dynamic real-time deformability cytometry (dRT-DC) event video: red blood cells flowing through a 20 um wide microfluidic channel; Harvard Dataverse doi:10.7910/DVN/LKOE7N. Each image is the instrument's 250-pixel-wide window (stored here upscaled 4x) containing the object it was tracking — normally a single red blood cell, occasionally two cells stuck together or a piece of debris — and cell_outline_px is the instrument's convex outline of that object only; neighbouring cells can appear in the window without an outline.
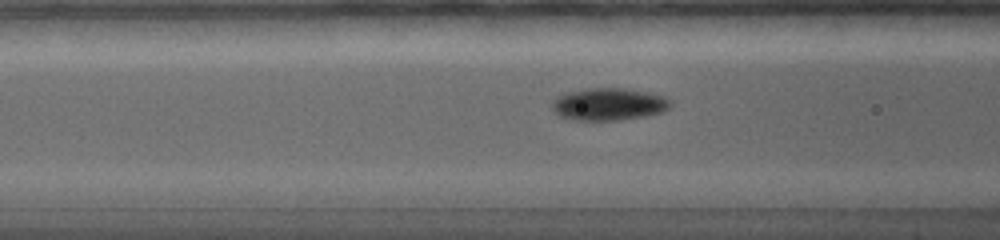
{"species": "common noctule bat (a hibernating species)", "species_latin": "Nyctalus noctula", "temperature_condition": "warm", "stored_images_in_passage": 52, "camera_frame_rate_fps": 5000, "um_per_image_px": 0.085, "animal": {"sex": "female", "body_mass_g": 19.0, "forearm_length_mm": 56.7}, "frame": {"image": 1, "passage_image": 12, "time_ms": 4.8, "image_size_px": [1000, 240], "cell_outline_px": [[672, 104], [664, 112], [644, 116], [620, 120], [572, 120], [560, 116], [552, 108], [552, 100], [568, 92], [584, 88], [624, 88], [648, 92], [664, 96], [672, 100]], "centroid_in_image_um": [51.77, 8.85], "position_along_channel_um": 114.8, "area_um2": 22.43}}
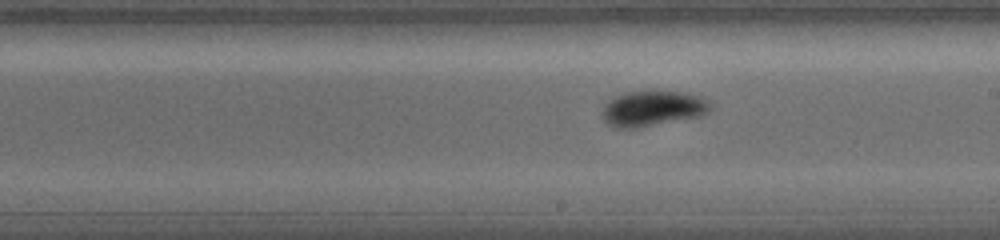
{"frame": {"image": 2, "passage_image": 22, "time_ms": 8.0, "image_size_px": [1000, 240], "cell_outline_px": [[712, 108], [708, 112], [700, 116], [636, 128], [616, 128], [608, 124], [604, 120], [604, 104], [608, 100], [624, 92], [680, 92], [700, 96], [712, 104]], "centroid_in_image_um": [55.48, 9.23], "position_along_channel_um": 233.5, "area_um2": 21.96}}
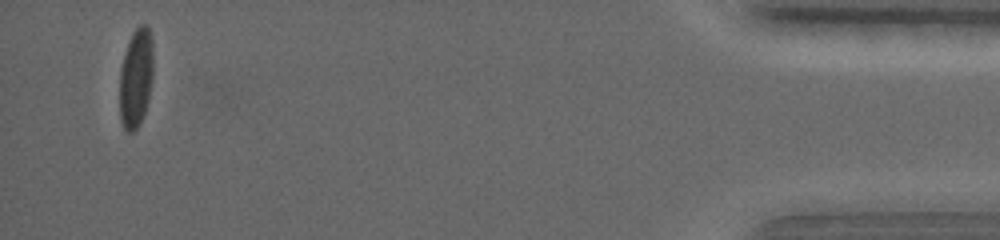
{"frame": {"image": 3, "passage_image": 47, "time_ms": 16.0, "image_size_px": [1000, 240], "cell_outline_px": [[152, 80], [148, 100], [144, 112], [136, 128], [132, 132], [128, 132], [124, 128], [120, 120], [120, 68], [132, 32], [140, 24], [144, 24], [148, 28], [152, 40]], "centroid_in_image_um": [11.55, 6.61], "position_along_channel_um": 423.7, "area_um2": 19.13}, "authors_computed_cell_mechanics": {"area_um2": 20.8947, "velocity_mm_per_s": 3.7182, "shape_relaxation_time_tau1_ms": 3.1675, "shape_relaxation_time_tau2_ms": null, "deformation_change_tau1": 0.1182, "deformation_change_tau2": null}}